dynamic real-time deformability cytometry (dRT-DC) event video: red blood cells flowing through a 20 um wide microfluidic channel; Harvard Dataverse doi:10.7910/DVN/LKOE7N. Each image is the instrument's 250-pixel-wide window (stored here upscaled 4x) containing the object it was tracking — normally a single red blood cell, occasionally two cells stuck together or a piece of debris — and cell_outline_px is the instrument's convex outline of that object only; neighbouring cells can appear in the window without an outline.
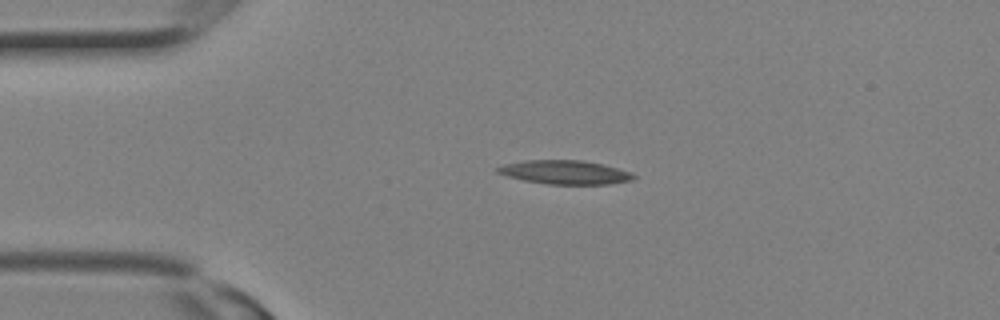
{"species": "Egyptian fruit bat (a non-hibernating species)", "species_latin": "Rousettus aegyptiacus", "temperature_condition": "room temperature", "stored_images_in_passage": 1, "camera_frame_rate_fps": 3000, "um_per_image_px": 0.085, "animal": {"sex": "female"}, "frame": {"image": 1, "passage_image": 1, "time_ms": 0.0, "image_size_px": [1000, 320], "cell_outline_px": [[636, 176], [632, 180], [608, 184], [548, 184], [524, 180], [508, 176], [496, 172], [496, 168], [504, 164], [524, 160], [584, 160], [632, 172]], "centroid_in_image_um": [48.01, 14.64], "position_along_channel_um": 37.0, "area_um2": 18.73}}